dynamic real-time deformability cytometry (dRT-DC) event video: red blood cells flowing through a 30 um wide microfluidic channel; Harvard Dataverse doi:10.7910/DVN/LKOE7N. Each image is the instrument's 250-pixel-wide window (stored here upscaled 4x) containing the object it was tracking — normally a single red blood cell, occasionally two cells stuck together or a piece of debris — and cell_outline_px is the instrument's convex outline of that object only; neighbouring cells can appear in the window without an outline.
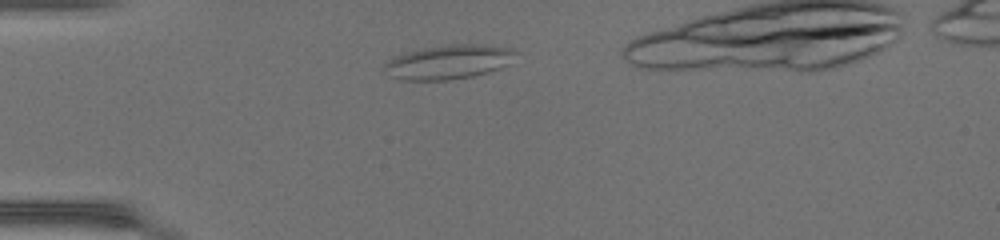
{"species": "common noctule bat (a hibernating species)", "species_latin": "Nyctalus noctula", "temperature_condition": "warm", "stored_images_in_passage": 30, "camera_frame_rate_fps": 3000, "um_per_image_px": 0.085, "animal": {"sex": "female", "body_mass_g": 17.0, "forearm_length_mm": 48.0}, "frame": {"image": 1, "passage_image": 1, "time_ms": 0.0, "image_size_px": [1000, 240], "cell_outline_px": [[520, 52], [508, 64], [500, 68], [488, 72], [472, 76], [448, 80], [400, 80], [392, 76], [384, 68], [384, 64], [388, 60], [396, 56], [408, 52], [424, 48], [452, 44], [472, 44], [508, 48]], "centroid_in_image_um": [38.15, 5.27], "position_along_channel_um": 46.8, "area_um2": 25.84}}
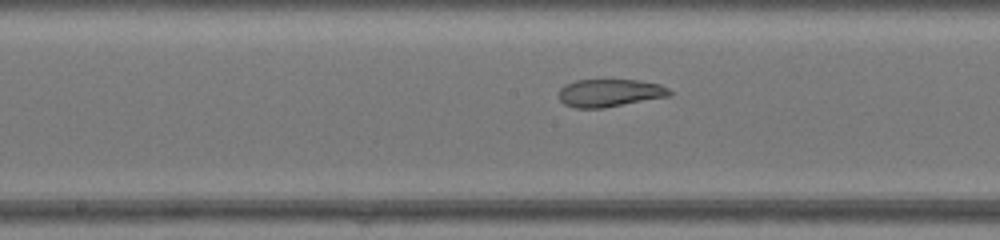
{"frame": {"image": 2, "passage_image": 13, "time_ms": 4.0, "image_size_px": [1000, 240], "cell_outline_px": [[672, 92], [668, 96], [604, 108], [576, 108], [564, 104], [560, 100], [560, 88], [564, 84], [576, 80], [636, 80], [660, 84], [668, 88]], "centroid_in_image_um": [51.8, 7.9], "position_along_channel_um": 196.4, "area_um2": 17.8}}
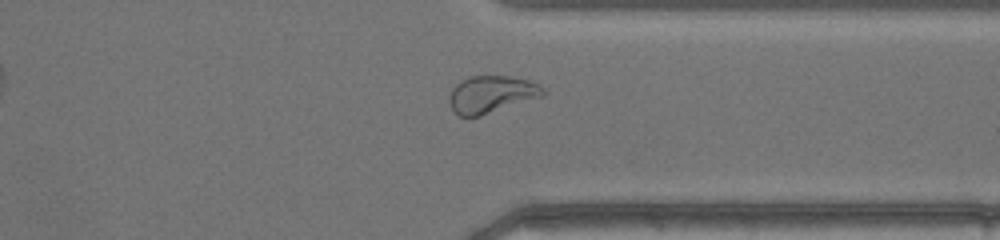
{"frame": {"image": 3, "passage_image": 25, "time_ms": 8.0, "image_size_px": [1000, 240], "cell_outline_px": [[544, 96], [480, 116], [460, 116], [452, 108], [448, 100], [452, 88], [460, 80], [468, 76], [508, 76], [528, 80], [540, 84], [544, 88]], "centroid_in_image_um": [41.78, 8.01], "position_along_channel_um": 369.6, "area_um2": 20.35}}